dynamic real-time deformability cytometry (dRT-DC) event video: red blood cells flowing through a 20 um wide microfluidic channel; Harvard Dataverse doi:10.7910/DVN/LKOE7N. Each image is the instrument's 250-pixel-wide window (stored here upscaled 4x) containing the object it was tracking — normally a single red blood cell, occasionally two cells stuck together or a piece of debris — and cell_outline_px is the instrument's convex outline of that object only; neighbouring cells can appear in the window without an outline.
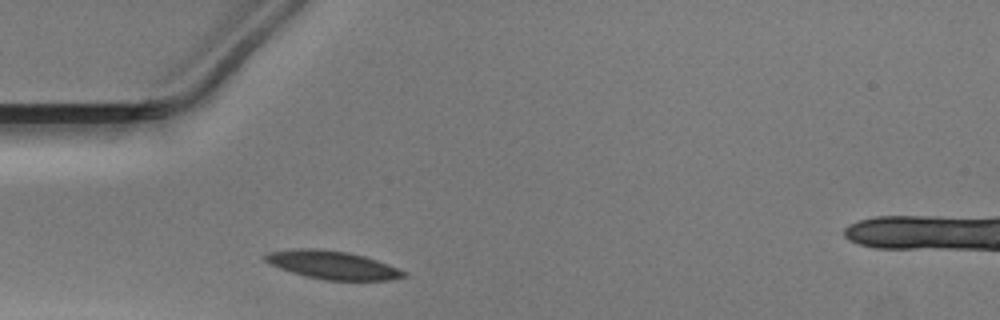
{"species": "Egyptian fruit bat (a non-hibernating species)", "species_latin": "Rousettus aegyptiacus", "temperature_condition": "warm", "stored_images_in_passage": 26, "camera_frame_rate_fps": 3000, "um_per_image_px": 0.085, "animal": {"sex": "male"}, "frame": {"image": 1, "passage_image": 1, "time_ms": 0.0, "image_size_px": [1000, 320], "cell_outline_px": [[408, 276], [388, 280], [324, 280], [304, 276], [268, 264], [260, 256], [268, 252], [296, 248], [316, 248], [348, 252], [364, 256], [376, 260], [408, 272]], "centroid_in_image_um": [28.21, 22.52], "position_along_channel_um": 56.8, "area_um2": 22.95}}
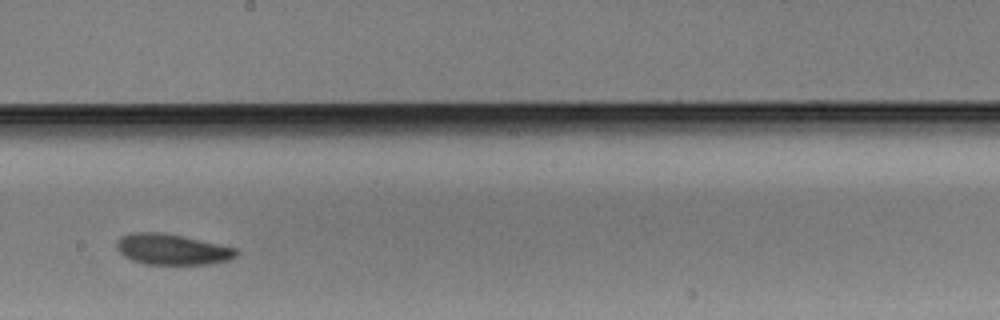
{"frame": {"image": 2, "passage_image": 15, "time_ms": 4.667, "image_size_px": [1000, 320], "cell_outline_px": [[236, 256], [228, 260], [208, 264], [144, 264], [132, 260], [124, 256], [116, 248], [116, 240], [120, 236], [132, 232], [160, 232], [180, 236], [236, 248]], "centroid_in_image_um": [14.55, 21.19], "position_along_channel_um": 233.6, "area_um2": 21.21}}
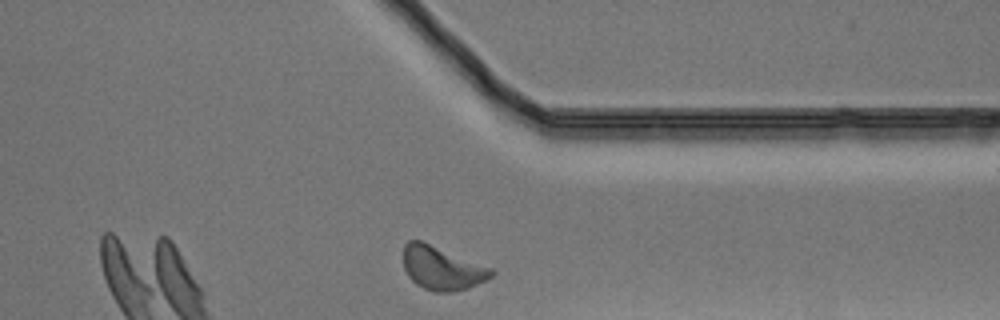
{"frame": {"image": 3, "passage_image": 26, "time_ms": 8.333, "image_size_px": [1000, 320], "cell_outline_px": [[496, 272], [492, 276], [468, 288], [452, 292], [432, 292], [416, 284], [408, 276], [404, 268], [404, 244], [408, 240], [420, 240], [492, 268]], "centroid_in_image_um": [37.55, 22.8], "position_along_channel_um": 373.9, "area_um2": 22.14}}